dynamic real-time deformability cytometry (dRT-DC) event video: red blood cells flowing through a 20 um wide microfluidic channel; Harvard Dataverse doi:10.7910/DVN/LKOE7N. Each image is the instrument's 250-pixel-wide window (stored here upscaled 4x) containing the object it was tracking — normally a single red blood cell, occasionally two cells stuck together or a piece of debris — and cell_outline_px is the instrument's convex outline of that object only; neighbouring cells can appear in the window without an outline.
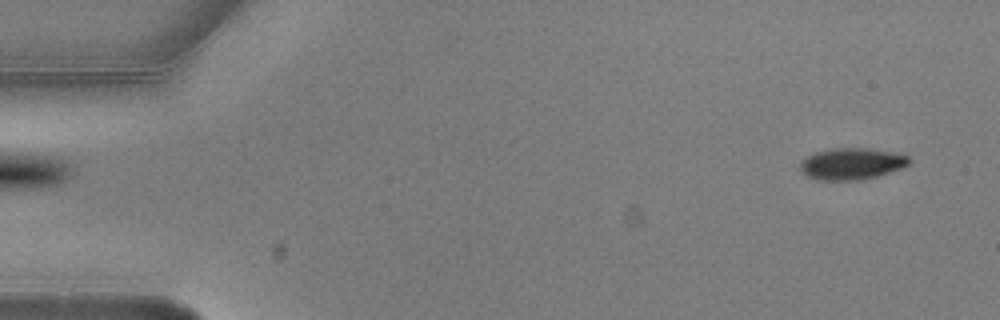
{"species": "common noctule bat (a hibernating species)", "species_latin": "Nyctalus noctula", "temperature_condition": "warm", "stored_images_in_passage": 7, "camera_frame_rate_fps": 3000, "um_per_image_px": 0.085, "animal": {"sex": "male", "body_mass_g": 20.5, "forearm_length_mm": 52.5}, "frame": {"image": 1, "passage_image": 2, "time_ms": 0.333, "image_size_px": [1000, 320], "cell_outline_px": [[912, 160], [908, 164], [900, 168], [876, 176], [860, 180], [824, 180], [808, 176], [800, 168], [800, 160], [816, 152], [832, 148], [864, 148], [888, 152], [908, 156]], "centroid_in_image_um": [72.36, 13.92], "position_along_channel_um": 12.6, "area_um2": 19.59}}
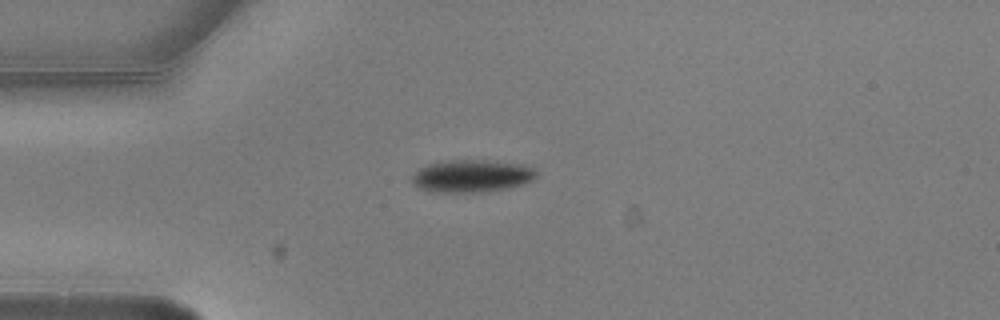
{"frame": {"image": 2, "passage_image": 5, "time_ms": 1.333, "image_size_px": [1000, 320], "cell_outline_px": [[536, 176], [532, 180], [524, 184], [508, 188], [484, 192], [436, 192], [420, 188], [412, 180], [412, 176], [420, 168], [428, 164], [452, 160], [484, 160], [524, 164], [536, 168]], "centroid_in_image_um": [40.16, 14.96], "position_along_channel_um": 44.8, "area_um2": 23.47}}
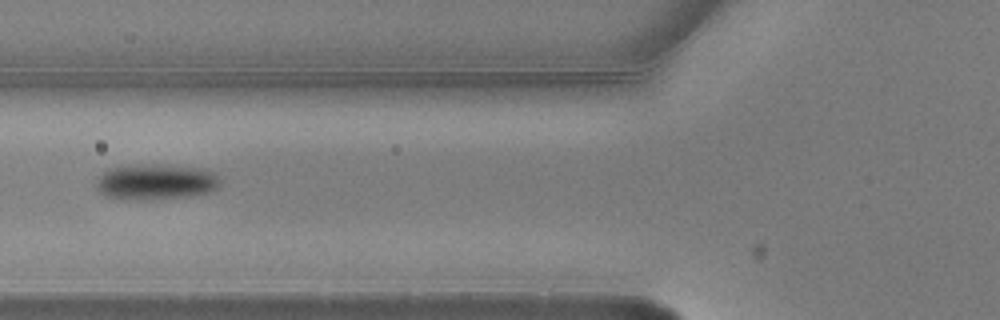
{"frame": {"image": 3, "passage_image": 7, "time_ms": 2.0, "image_size_px": [1000, 320], "cell_outline_px": [[220, 184], [216, 188], [208, 192], [188, 196], [152, 200], [124, 200], [108, 196], [100, 192], [96, 176], [108, 168], [128, 164], [152, 164], [204, 168], [212, 172], [220, 180]], "centroid_in_image_um": [13.2, 15.45], "position_along_channel_um": 112.6, "area_um2": 26.07}}